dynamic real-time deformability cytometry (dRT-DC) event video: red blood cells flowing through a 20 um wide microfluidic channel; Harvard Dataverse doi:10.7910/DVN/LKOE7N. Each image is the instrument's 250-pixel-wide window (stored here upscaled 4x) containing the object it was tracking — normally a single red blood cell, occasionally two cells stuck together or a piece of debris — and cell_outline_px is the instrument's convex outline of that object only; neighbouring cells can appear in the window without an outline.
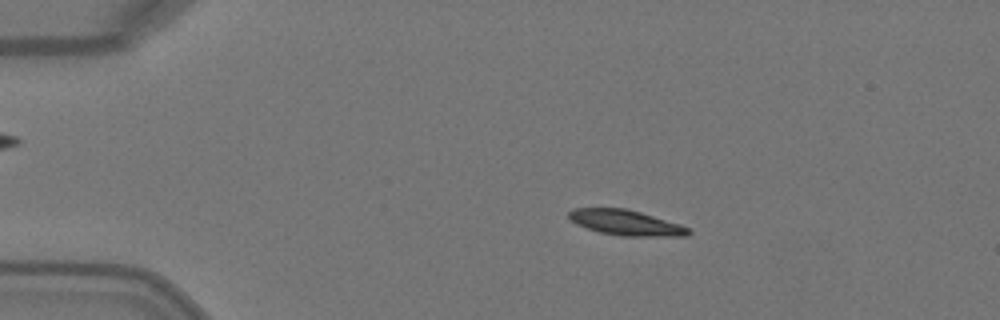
{"species": "Egyptian fruit bat (a non-hibernating species)", "species_latin": "Rousettus aegyptiacus", "temperature_condition": "warm", "stored_images_in_passage": 50, "camera_frame_rate_fps": 3000, "um_per_image_px": 0.085, "animal": {"sex": "female"}, "frame": {"image": 1, "passage_image": 10, "time_ms": 3.0, "image_size_px": [1000, 320], "cell_outline_px": [[692, 232], [688, 236], [620, 236], [600, 232], [576, 224], [568, 216], [568, 212], [576, 208], [628, 208], [680, 224], [688, 228]], "centroid_in_image_um": [53.22, 18.92], "position_along_channel_um": 31.8, "area_um2": 17.63}}
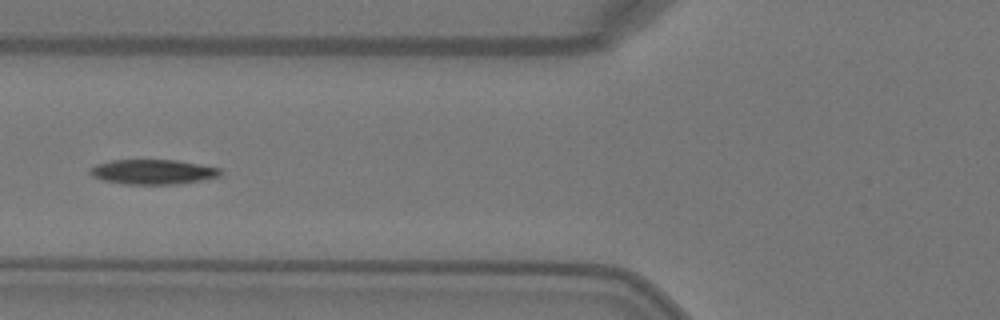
{"frame": {"image": 2, "passage_image": 20, "time_ms": 6.333, "image_size_px": [1000, 320], "cell_outline_px": [[224, 172], [220, 176], [200, 180], [176, 184], [124, 184], [104, 180], [92, 176], [88, 172], [88, 168], [96, 164], [112, 160], [176, 160], [200, 164], [220, 168]], "centroid_in_image_um": [12.99, 14.6], "position_along_channel_um": 112.8, "area_um2": 18.9}}
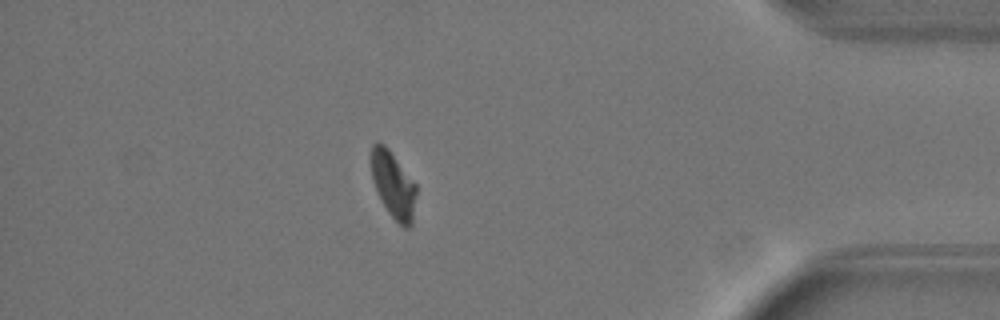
{"frame": {"image": 3, "passage_image": 44, "time_ms": 14.333, "image_size_px": [1000, 320], "cell_outline_px": [[416, 196], [412, 224], [408, 228], [404, 228], [388, 212], [380, 200], [376, 192], [372, 180], [372, 144], [376, 140], [384, 144], [388, 148], [416, 184]], "centroid_in_image_um": [33.42, 15.72], "position_along_channel_um": 401.8, "area_um2": 17.46}, "authors_computed_cell_mechanics": {"area_um2": 18.4671, "velocity_mm_per_s": 4.082, "shape_relaxation_time_tau1_ms": 4.3906, "shape_relaxation_time_tau2_ms": null, "deformation_change_tau1": 0.1641, "deformation_change_tau2": null}}